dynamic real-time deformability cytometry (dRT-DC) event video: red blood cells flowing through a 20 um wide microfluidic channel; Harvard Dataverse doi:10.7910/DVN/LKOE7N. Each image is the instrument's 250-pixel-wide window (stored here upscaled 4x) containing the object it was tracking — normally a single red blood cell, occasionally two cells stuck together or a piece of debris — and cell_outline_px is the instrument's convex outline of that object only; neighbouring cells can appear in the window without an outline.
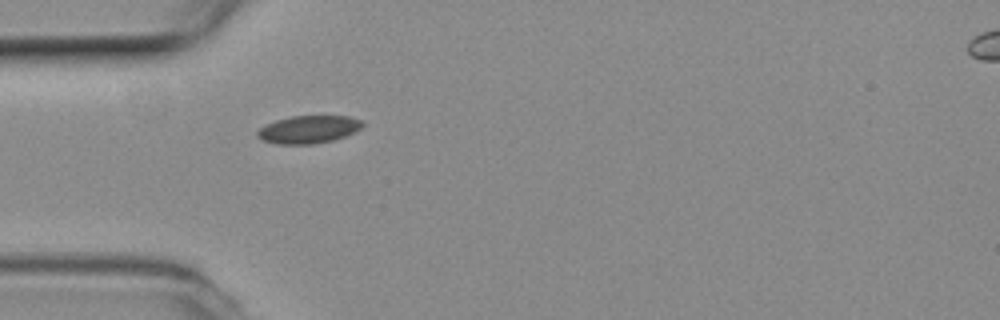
{"species": "common noctule bat (a hibernating species)", "species_latin": "Nyctalus noctula", "temperature_condition": "room temperature", "stored_images_in_passage": 31, "camera_frame_rate_fps": 3000, "um_per_image_px": 0.085, "animal": {"sex": "female", "body_mass_g": 19.3, "forearm_length_mm": 54.1}, "frame": {"image": 1, "passage_image": 1, "time_ms": 0.0, "image_size_px": [1000, 320], "cell_outline_px": [[364, 124], [360, 128], [344, 136], [332, 140], [312, 144], [276, 144], [264, 140], [256, 136], [256, 132], [260, 128], [276, 120], [292, 116], [348, 116], [360, 120]], "centroid_in_image_um": [26.2, 11.0], "position_along_channel_um": 58.8, "area_um2": 16.7}}
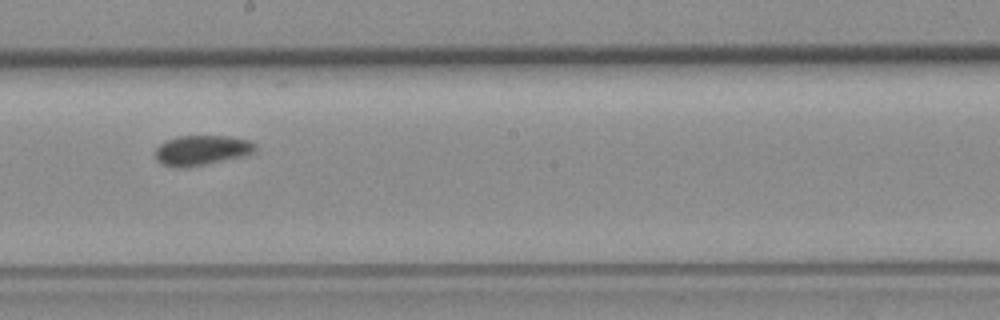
{"frame": {"image": 2, "passage_image": 15, "time_ms": 4.667, "image_size_px": [1000, 320], "cell_outline_px": [[256, 152], [244, 156], [184, 168], [164, 164], [156, 160], [156, 148], [164, 140], [176, 136], [228, 136], [252, 140], [256, 144]], "centroid_in_image_um": [17.18, 12.75], "position_along_channel_um": 231.0, "area_um2": 17.51}}
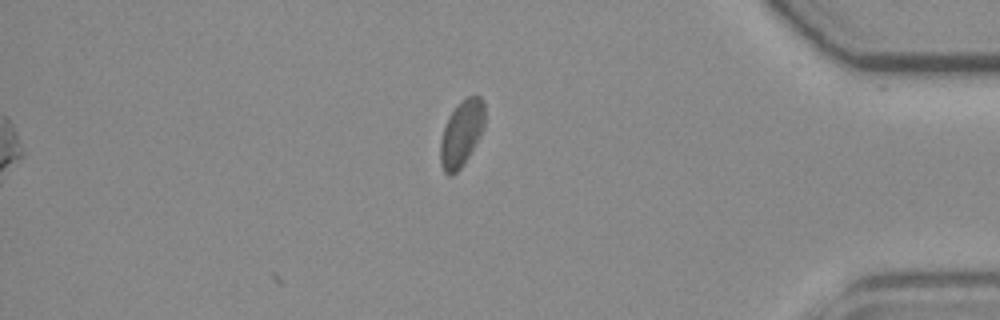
{"frame": {"image": 3, "passage_image": 31, "time_ms": 10.0, "image_size_px": [1000, 320], "cell_outline_px": [[484, 128], [480, 136], [468, 156], [460, 168], [456, 172], [448, 176], [444, 172], [440, 164], [440, 140], [448, 116], [460, 100], [468, 96], [480, 96], [484, 104]], "centroid_in_image_um": [39.21, 11.32], "position_along_channel_um": 396.0, "area_um2": 17.05}}